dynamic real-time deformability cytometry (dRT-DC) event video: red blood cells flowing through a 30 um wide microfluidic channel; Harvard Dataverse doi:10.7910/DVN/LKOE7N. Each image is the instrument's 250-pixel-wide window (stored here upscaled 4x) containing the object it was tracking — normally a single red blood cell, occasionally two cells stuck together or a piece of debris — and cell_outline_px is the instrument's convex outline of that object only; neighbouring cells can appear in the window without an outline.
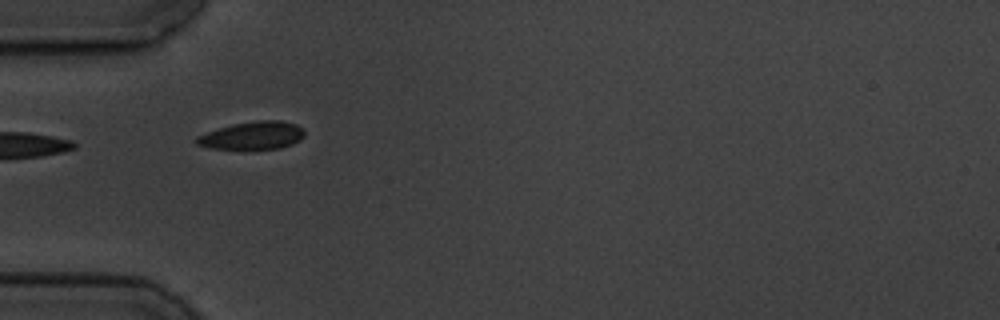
{"species": "common noctule bat (a hibernating species)", "species_latin": "Nyctalus noctula", "temperature_condition": "cold", "stored_images_in_passage": 10, "camera_frame_rate_fps": 3000, "um_per_image_px": 0.085, "animal": {"sex": "male", "body_mass_g": 19.5, "forearm_length_mm": 54.6}, "frame": {"image": 1, "passage_image": 5, "time_ms": 4.667, "image_size_px": [1000, 320], "cell_outline_px": [[304, 136], [300, 140], [292, 144], [280, 148], [252, 152], [208, 148], [196, 144], [192, 140], [196, 136], [232, 124], [256, 120], [280, 120], [296, 124], [304, 128]], "centroid_in_image_um": [21.44, 11.57], "position_along_channel_um": 63.6, "area_um2": 18.5}}
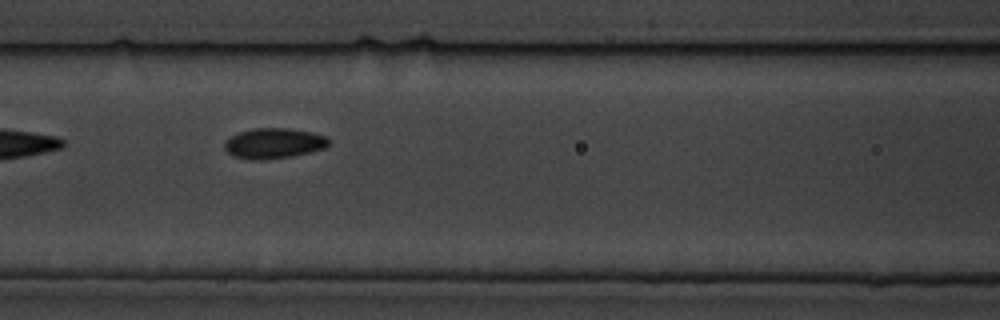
{"frame": {"image": 2, "passage_image": 7, "time_ms": 7.0, "image_size_px": [1000, 320], "cell_outline_px": [[328, 144], [324, 148], [292, 156], [252, 160], [232, 156], [224, 148], [224, 140], [240, 132], [256, 128], [288, 128], [312, 132], [328, 136]], "centroid_in_image_um": [23.25, 12.17], "position_along_channel_um": 143.3, "area_um2": 18.26}}
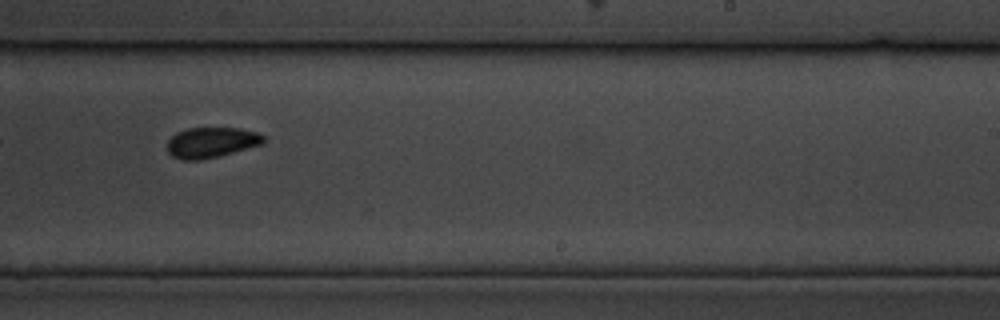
{"frame": {"image": 3, "passage_image": 10, "time_ms": 10.667, "image_size_px": [1000, 320], "cell_outline_px": [[264, 144], [220, 156], [200, 160], [184, 160], [172, 156], [168, 152], [168, 140], [176, 132], [188, 128], [240, 128], [256, 132], [264, 136]], "centroid_in_image_um": [17.98, 12.11], "position_along_channel_um": 271.0, "area_um2": 17.17}}